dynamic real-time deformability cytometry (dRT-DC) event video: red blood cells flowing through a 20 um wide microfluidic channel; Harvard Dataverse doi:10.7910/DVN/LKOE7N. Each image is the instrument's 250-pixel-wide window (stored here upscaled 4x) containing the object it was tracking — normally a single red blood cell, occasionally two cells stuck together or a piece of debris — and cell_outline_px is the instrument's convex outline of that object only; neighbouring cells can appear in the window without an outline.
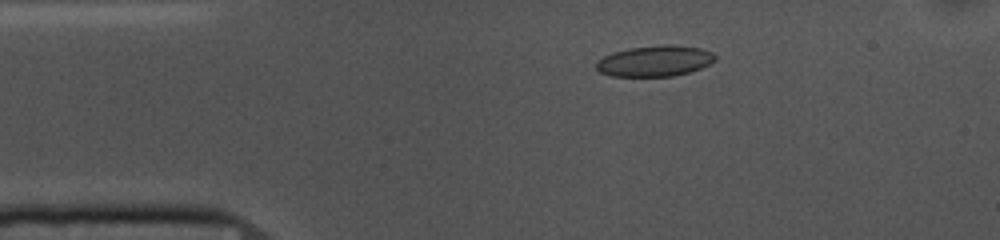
{"species": "common noctule bat (a hibernating species)", "species_latin": "Nyctalus noctula", "temperature_condition": "cold", "stored_images_in_passage": 53, "camera_frame_rate_fps": 3000, "um_per_image_px": 0.085, "animal": {"sex": "female", "body_mass_g": 10.0, "forearm_length_mm": 53.1}, "frame": {"image": 1, "passage_image": 9, "time_ms": 2.667, "image_size_px": [1000, 240], "cell_outline_px": [[716, 60], [700, 68], [688, 72], [672, 76], [612, 76], [600, 72], [596, 68], [596, 60], [612, 52], [628, 48], [660, 44], [672, 44], [700, 48], [712, 52], [716, 56]], "centroid_in_image_um": [55.64, 5.17], "position_along_channel_um": 29.4, "area_um2": 21.5}}
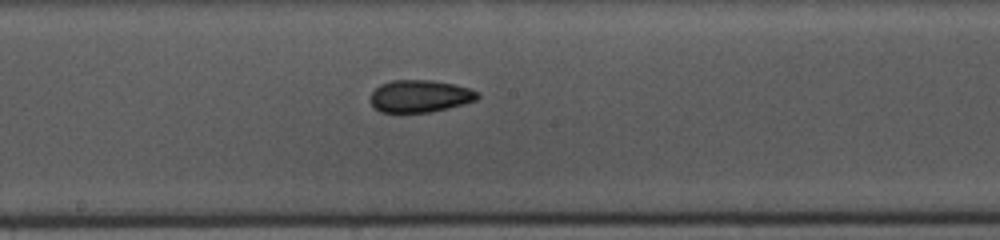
{"frame": {"image": 2, "passage_image": 27, "time_ms": 8.667, "image_size_px": [1000, 240], "cell_outline_px": [[480, 96], [476, 100], [464, 104], [432, 112], [380, 112], [372, 104], [372, 92], [380, 84], [392, 80], [432, 80], [456, 84], [480, 92]], "centroid_in_image_um": [35.74, 8.16], "position_along_channel_um": 212.5, "area_um2": 20.17}}
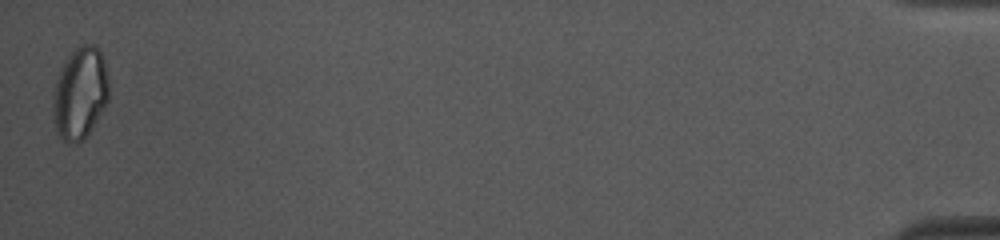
{"frame": {"image": 3, "passage_image": 53, "time_ms": 17.333, "image_size_px": [1000, 240], "cell_outline_px": [[108, 100], [104, 108], [92, 128], [84, 140], [76, 144], [68, 144], [60, 140], [56, 136], [52, 112], [52, 96], [56, 80], [68, 56], [80, 44], [96, 44], [104, 60], [108, 76]], "centroid_in_image_um": [6.78, 7.99], "position_along_channel_um": 428.4, "area_um2": 30.46}, "authors_computed_cell_mechanics": {"area_um2": 21.1548, "velocity_mm_per_s": 3.66, "shape_relaxation_time_tau1_ms": 6.3886, "shape_relaxation_time_tau2_ms": 3.1234, "deformation_change_tau1": 0.1134, "deformation_change_tau2": 0.0771}}